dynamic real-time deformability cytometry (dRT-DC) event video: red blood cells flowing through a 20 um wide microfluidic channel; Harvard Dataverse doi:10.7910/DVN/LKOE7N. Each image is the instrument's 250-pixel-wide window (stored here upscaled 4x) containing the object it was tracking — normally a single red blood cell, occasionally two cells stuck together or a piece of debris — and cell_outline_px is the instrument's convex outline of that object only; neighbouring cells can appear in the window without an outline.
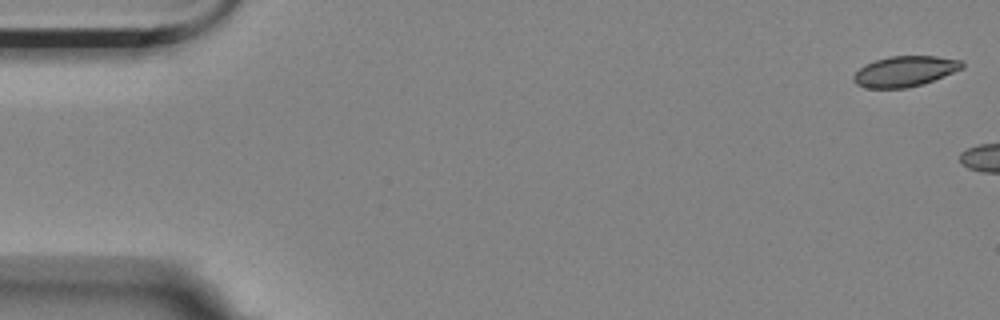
{"species": "Egyptian fruit bat (a non-hibernating species)", "species_latin": "Rousettus aegyptiacus", "temperature_condition": "room temperature", "stored_images_in_passage": 5, "camera_frame_rate_fps": 3000, "um_per_image_px": 0.085, "animal": {"sex": "female"}, "frame": {"image": 1, "passage_image": 1, "time_ms": 0.0, "image_size_px": [1000, 320], "cell_outline_px": [[964, 68], [944, 76], [908, 88], [868, 88], [856, 84], [852, 80], [852, 76], [864, 64], [888, 56], [936, 56], [964, 60]], "centroid_in_image_um": [76.92, 6.05], "position_along_channel_um": 8.1, "area_um2": 19.36}}